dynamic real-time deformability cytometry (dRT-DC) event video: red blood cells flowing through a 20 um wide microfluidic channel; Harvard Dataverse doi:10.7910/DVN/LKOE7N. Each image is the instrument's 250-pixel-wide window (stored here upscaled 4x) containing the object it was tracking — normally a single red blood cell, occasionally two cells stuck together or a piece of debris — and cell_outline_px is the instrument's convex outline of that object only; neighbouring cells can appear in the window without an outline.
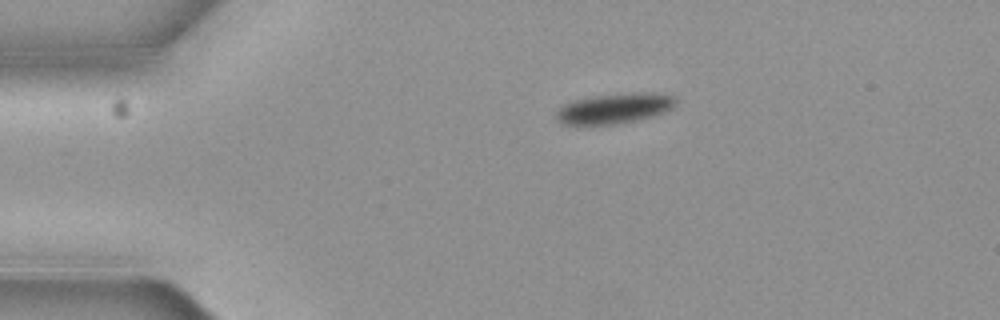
{"species": "common noctule bat (a hibernating species)", "species_latin": "Nyctalus noctula", "temperature_condition": "cold", "stored_images_in_passage": 3, "camera_frame_rate_fps": 3000, "um_per_image_px": 0.085, "animal": {"sex": "female", "body_mass_g": 19.3, "forearm_length_mm": 54.1}, "frame": {"image": 1, "passage_image": 1, "time_ms": 0.0, "image_size_px": [1000, 320], "cell_outline_px": [[676, 104], [664, 112], [652, 116], [636, 120], [616, 124], [576, 128], [564, 124], [556, 120], [556, 112], [564, 104], [572, 100], [592, 96], [628, 92], [656, 92], [676, 96]], "centroid_in_image_um": [52.16, 9.24], "position_along_channel_um": 32.8, "area_um2": 21.96}}
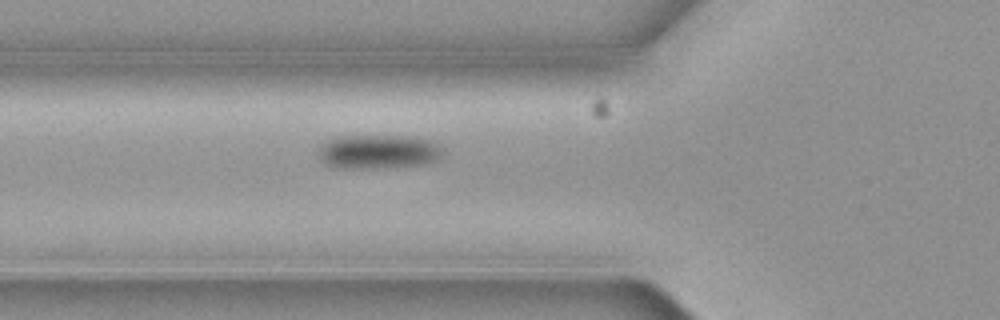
{"frame": {"image": 2, "passage_image": 3, "time_ms": 0.667, "image_size_px": [1000, 320], "cell_outline_px": [[440, 156], [436, 160], [428, 164], [376, 168], [336, 168], [324, 164], [320, 160], [320, 148], [328, 140], [336, 136], [408, 136], [432, 140], [440, 148]], "centroid_in_image_um": [32.13, 12.9], "position_along_channel_um": 93.7, "area_um2": 24.62}}